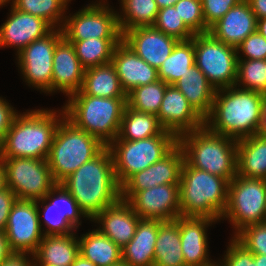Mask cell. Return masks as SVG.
Returning a JSON list of instances; mask_svg holds the SVG:
<instances>
[{
    "label": "cell",
    "instance_id": "cell-1",
    "mask_svg": "<svg viewBox=\"0 0 266 266\" xmlns=\"http://www.w3.org/2000/svg\"><path fill=\"white\" fill-rule=\"evenodd\" d=\"M60 184L75 199L85 216L92 220L121 198V187L115 177L113 157L108 147Z\"/></svg>",
    "mask_w": 266,
    "mask_h": 266
},
{
    "label": "cell",
    "instance_id": "cell-2",
    "mask_svg": "<svg viewBox=\"0 0 266 266\" xmlns=\"http://www.w3.org/2000/svg\"><path fill=\"white\" fill-rule=\"evenodd\" d=\"M235 87L216 90L204 126L213 133L239 140L256 134L263 94Z\"/></svg>",
    "mask_w": 266,
    "mask_h": 266
},
{
    "label": "cell",
    "instance_id": "cell-3",
    "mask_svg": "<svg viewBox=\"0 0 266 266\" xmlns=\"http://www.w3.org/2000/svg\"><path fill=\"white\" fill-rule=\"evenodd\" d=\"M57 117L56 112L45 109L17 114L0 145V158L47 160L61 122Z\"/></svg>",
    "mask_w": 266,
    "mask_h": 266
},
{
    "label": "cell",
    "instance_id": "cell-4",
    "mask_svg": "<svg viewBox=\"0 0 266 266\" xmlns=\"http://www.w3.org/2000/svg\"><path fill=\"white\" fill-rule=\"evenodd\" d=\"M184 161L230 182L237 175V140L211 132L205 126L178 137Z\"/></svg>",
    "mask_w": 266,
    "mask_h": 266
},
{
    "label": "cell",
    "instance_id": "cell-5",
    "mask_svg": "<svg viewBox=\"0 0 266 266\" xmlns=\"http://www.w3.org/2000/svg\"><path fill=\"white\" fill-rule=\"evenodd\" d=\"M69 97L63 107L65 117L108 147L118 137L127 97H95L85 93Z\"/></svg>",
    "mask_w": 266,
    "mask_h": 266
},
{
    "label": "cell",
    "instance_id": "cell-6",
    "mask_svg": "<svg viewBox=\"0 0 266 266\" xmlns=\"http://www.w3.org/2000/svg\"><path fill=\"white\" fill-rule=\"evenodd\" d=\"M228 185L225 178L191 167L184 161L179 182L181 216L222 219Z\"/></svg>",
    "mask_w": 266,
    "mask_h": 266
},
{
    "label": "cell",
    "instance_id": "cell-7",
    "mask_svg": "<svg viewBox=\"0 0 266 266\" xmlns=\"http://www.w3.org/2000/svg\"><path fill=\"white\" fill-rule=\"evenodd\" d=\"M62 112L47 158L56 183H61L106 147L93 135L77 128L65 117V111Z\"/></svg>",
    "mask_w": 266,
    "mask_h": 266
},
{
    "label": "cell",
    "instance_id": "cell-8",
    "mask_svg": "<svg viewBox=\"0 0 266 266\" xmlns=\"http://www.w3.org/2000/svg\"><path fill=\"white\" fill-rule=\"evenodd\" d=\"M177 144L178 138L166 130L136 141L114 140L108 148L112 153L118 185L121 187L132 175L160 161Z\"/></svg>",
    "mask_w": 266,
    "mask_h": 266
},
{
    "label": "cell",
    "instance_id": "cell-9",
    "mask_svg": "<svg viewBox=\"0 0 266 266\" xmlns=\"http://www.w3.org/2000/svg\"><path fill=\"white\" fill-rule=\"evenodd\" d=\"M266 180L236 175L228 185L227 205L222 215L236 228L235 235L252 224L265 222Z\"/></svg>",
    "mask_w": 266,
    "mask_h": 266
},
{
    "label": "cell",
    "instance_id": "cell-10",
    "mask_svg": "<svg viewBox=\"0 0 266 266\" xmlns=\"http://www.w3.org/2000/svg\"><path fill=\"white\" fill-rule=\"evenodd\" d=\"M195 65L206 76L215 90L235 85L237 77L238 51L215 39L209 32L195 34Z\"/></svg>",
    "mask_w": 266,
    "mask_h": 266
},
{
    "label": "cell",
    "instance_id": "cell-11",
    "mask_svg": "<svg viewBox=\"0 0 266 266\" xmlns=\"http://www.w3.org/2000/svg\"><path fill=\"white\" fill-rule=\"evenodd\" d=\"M7 187L19 200L38 201L57 184L47 160L35 158H1Z\"/></svg>",
    "mask_w": 266,
    "mask_h": 266
},
{
    "label": "cell",
    "instance_id": "cell-12",
    "mask_svg": "<svg viewBox=\"0 0 266 266\" xmlns=\"http://www.w3.org/2000/svg\"><path fill=\"white\" fill-rule=\"evenodd\" d=\"M69 18L64 20L61 27L67 41H83L89 38L122 39L118 15L105 3L84 7Z\"/></svg>",
    "mask_w": 266,
    "mask_h": 266
},
{
    "label": "cell",
    "instance_id": "cell-13",
    "mask_svg": "<svg viewBox=\"0 0 266 266\" xmlns=\"http://www.w3.org/2000/svg\"><path fill=\"white\" fill-rule=\"evenodd\" d=\"M62 38L61 28L53 29L18 53V64L26 82L45 93L52 92L53 55Z\"/></svg>",
    "mask_w": 266,
    "mask_h": 266
},
{
    "label": "cell",
    "instance_id": "cell-14",
    "mask_svg": "<svg viewBox=\"0 0 266 266\" xmlns=\"http://www.w3.org/2000/svg\"><path fill=\"white\" fill-rule=\"evenodd\" d=\"M38 203L17 199L12 206L5 233L13 252L33 256L43 239Z\"/></svg>",
    "mask_w": 266,
    "mask_h": 266
},
{
    "label": "cell",
    "instance_id": "cell-15",
    "mask_svg": "<svg viewBox=\"0 0 266 266\" xmlns=\"http://www.w3.org/2000/svg\"><path fill=\"white\" fill-rule=\"evenodd\" d=\"M183 163L184 154L177 144L160 161L132 175L121 186V199L128 201L136 192L161 184H179Z\"/></svg>",
    "mask_w": 266,
    "mask_h": 266
},
{
    "label": "cell",
    "instance_id": "cell-16",
    "mask_svg": "<svg viewBox=\"0 0 266 266\" xmlns=\"http://www.w3.org/2000/svg\"><path fill=\"white\" fill-rule=\"evenodd\" d=\"M127 202L140 219L170 221L181 216L179 184H161L138 191Z\"/></svg>",
    "mask_w": 266,
    "mask_h": 266
},
{
    "label": "cell",
    "instance_id": "cell-17",
    "mask_svg": "<svg viewBox=\"0 0 266 266\" xmlns=\"http://www.w3.org/2000/svg\"><path fill=\"white\" fill-rule=\"evenodd\" d=\"M157 117L163 129L177 138L202 128L205 121L174 85H167Z\"/></svg>",
    "mask_w": 266,
    "mask_h": 266
},
{
    "label": "cell",
    "instance_id": "cell-18",
    "mask_svg": "<svg viewBox=\"0 0 266 266\" xmlns=\"http://www.w3.org/2000/svg\"><path fill=\"white\" fill-rule=\"evenodd\" d=\"M57 193V198L55 197ZM52 196V197H51ZM51 198V200H50ZM50 203L44 206V221L47 225V231L43 233L45 236L67 235L73 234L72 231L80 225V215L85 214L79 208V205L70 193L63 187L62 184L57 183L46 195L38 201ZM62 205H65L62 207ZM56 211V212H54ZM51 212L56 213L53 216ZM79 218V219H78ZM77 225V226H76ZM71 232V233H70Z\"/></svg>",
    "mask_w": 266,
    "mask_h": 266
},
{
    "label": "cell",
    "instance_id": "cell-19",
    "mask_svg": "<svg viewBox=\"0 0 266 266\" xmlns=\"http://www.w3.org/2000/svg\"><path fill=\"white\" fill-rule=\"evenodd\" d=\"M122 41L157 70L178 42L176 38L164 34L153 26L127 30L122 34Z\"/></svg>",
    "mask_w": 266,
    "mask_h": 266
},
{
    "label": "cell",
    "instance_id": "cell-20",
    "mask_svg": "<svg viewBox=\"0 0 266 266\" xmlns=\"http://www.w3.org/2000/svg\"><path fill=\"white\" fill-rule=\"evenodd\" d=\"M8 20L0 27V46H15L19 53L33 41L49 34L54 29L44 19L21 12L11 7Z\"/></svg>",
    "mask_w": 266,
    "mask_h": 266
},
{
    "label": "cell",
    "instance_id": "cell-21",
    "mask_svg": "<svg viewBox=\"0 0 266 266\" xmlns=\"http://www.w3.org/2000/svg\"><path fill=\"white\" fill-rule=\"evenodd\" d=\"M111 63L126 94L135 87L159 80L158 70L140 58L122 40L114 48Z\"/></svg>",
    "mask_w": 266,
    "mask_h": 266
},
{
    "label": "cell",
    "instance_id": "cell-22",
    "mask_svg": "<svg viewBox=\"0 0 266 266\" xmlns=\"http://www.w3.org/2000/svg\"><path fill=\"white\" fill-rule=\"evenodd\" d=\"M85 68L76 55L74 45L64 37L56 44L53 55L52 92L66 95L80 91Z\"/></svg>",
    "mask_w": 266,
    "mask_h": 266
},
{
    "label": "cell",
    "instance_id": "cell-23",
    "mask_svg": "<svg viewBox=\"0 0 266 266\" xmlns=\"http://www.w3.org/2000/svg\"><path fill=\"white\" fill-rule=\"evenodd\" d=\"M255 31L257 18L246 0L232 7L209 29L215 39L235 48Z\"/></svg>",
    "mask_w": 266,
    "mask_h": 266
},
{
    "label": "cell",
    "instance_id": "cell-24",
    "mask_svg": "<svg viewBox=\"0 0 266 266\" xmlns=\"http://www.w3.org/2000/svg\"><path fill=\"white\" fill-rule=\"evenodd\" d=\"M207 217H178L185 266H215L208 258L206 227L215 222ZM208 225V226H207Z\"/></svg>",
    "mask_w": 266,
    "mask_h": 266
},
{
    "label": "cell",
    "instance_id": "cell-25",
    "mask_svg": "<svg viewBox=\"0 0 266 266\" xmlns=\"http://www.w3.org/2000/svg\"><path fill=\"white\" fill-rule=\"evenodd\" d=\"M139 220L131 205L121 198L93 219L102 224V228L98 230L121 249L132 240Z\"/></svg>",
    "mask_w": 266,
    "mask_h": 266
},
{
    "label": "cell",
    "instance_id": "cell-26",
    "mask_svg": "<svg viewBox=\"0 0 266 266\" xmlns=\"http://www.w3.org/2000/svg\"><path fill=\"white\" fill-rule=\"evenodd\" d=\"M162 221L140 219L132 240L122 248V261L130 266H153L155 243Z\"/></svg>",
    "mask_w": 266,
    "mask_h": 266
},
{
    "label": "cell",
    "instance_id": "cell-27",
    "mask_svg": "<svg viewBox=\"0 0 266 266\" xmlns=\"http://www.w3.org/2000/svg\"><path fill=\"white\" fill-rule=\"evenodd\" d=\"M237 175L266 180V136L253 134L237 140Z\"/></svg>",
    "mask_w": 266,
    "mask_h": 266
},
{
    "label": "cell",
    "instance_id": "cell-28",
    "mask_svg": "<svg viewBox=\"0 0 266 266\" xmlns=\"http://www.w3.org/2000/svg\"><path fill=\"white\" fill-rule=\"evenodd\" d=\"M74 235H44L33 259L43 266H70L79 255V240Z\"/></svg>",
    "mask_w": 266,
    "mask_h": 266
},
{
    "label": "cell",
    "instance_id": "cell-29",
    "mask_svg": "<svg viewBox=\"0 0 266 266\" xmlns=\"http://www.w3.org/2000/svg\"><path fill=\"white\" fill-rule=\"evenodd\" d=\"M173 85L203 118L210 113L216 90L196 65Z\"/></svg>",
    "mask_w": 266,
    "mask_h": 266
},
{
    "label": "cell",
    "instance_id": "cell-30",
    "mask_svg": "<svg viewBox=\"0 0 266 266\" xmlns=\"http://www.w3.org/2000/svg\"><path fill=\"white\" fill-rule=\"evenodd\" d=\"M95 97H127L112 63L85 69L80 91Z\"/></svg>",
    "mask_w": 266,
    "mask_h": 266
},
{
    "label": "cell",
    "instance_id": "cell-31",
    "mask_svg": "<svg viewBox=\"0 0 266 266\" xmlns=\"http://www.w3.org/2000/svg\"><path fill=\"white\" fill-rule=\"evenodd\" d=\"M153 266H185L178 217L175 220L160 223Z\"/></svg>",
    "mask_w": 266,
    "mask_h": 266
},
{
    "label": "cell",
    "instance_id": "cell-32",
    "mask_svg": "<svg viewBox=\"0 0 266 266\" xmlns=\"http://www.w3.org/2000/svg\"><path fill=\"white\" fill-rule=\"evenodd\" d=\"M78 240L79 254L97 266H112L122 261V249L98 229Z\"/></svg>",
    "mask_w": 266,
    "mask_h": 266
},
{
    "label": "cell",
    "instance_id": "cell-33",
    "mask_svg": "<svg viewBox=\"0 0 266 266\" xmlns=\"http://www.w3.org/2000/svg\"><path fill=\"white\" fill-rule=\"evenodd\" d=\"M158 117L129 108L123 111L118 137L115 140L136 141L159 135L163 131Z\"/></svg>",
    "mask_w": 266,
    "mask_h": 266
},
{
    "label": "cell",
    "instance_id": "cell-34",
    "mask_svg": "<svg viewBox=\"0 0 266 266\" xmlns=\"http://www.w3.org/2000/svg\"><path fill=\"white\" fill-rule=\"evenodd\" d=\"M195 65V50L192 39L178 41L171 54L163 61L158 69L159 80L173 85Z\"/></svg>",
    "mask_w": 266,
    "mask_h": 266
},
{
    "label": "cell",
    "instance_id": "cell-35",
    "mask_svg": "<svg viewBox=\"0 0 266 266\" xmlns=\"http://www.w3.org/2000/svg\"><path fill=\"white\" fill-rule=\"evenodd\" d=\"M121 3L125 15L118 14L121 34L133 28L154 24L159 11L155 0H121Z\"/></svg>",
    "mask_w": 266,
    "mask_h": 266
},
{
    "label": "cell",
    "instance_id": "cell-36",
    "mask_svg": "<svg viewBox=\"0 0 266 266\" xmlns=\"http://www.w3.org/2000/svg\"><path fill=\"white\" fill-rule=\"evenodd\" d=\"M122 39L89 38L83 41H69L74 45L81 65L87 69L111 63L115 46Z\"/></svg>",
    "mask_w": 266,
    "mask_h": 266
},
{
    "label": "cell",
    "instance_id": "cell-37",
    "mask_svg": "<svg viewBox=\"0 0 266 266\" xmlns=\"http://www.w3.org/2000/svg\"><path fill=\"white\" fill-rule=\"evenodd\" d=\"M167 85L158 80L133 88L127 93V106L135 111L157 116Z\"/></svg>",
    "mask_w": 266,
    "mask_h": 266
},
{
    "label": "cell",
    "instance_id": "cell-38",
    "mask_svg": "<svg viewBox=\"0 0 266 266\" xmlns=\"http://www.w3.org/2000/svg\"><path fill=\"white\" fill-rule=\"evenodd\" d=\"M242 83L243 89L266 94V59L249 60L238 56L235 86Z\"/></svg>",
    "mask_w": 266,
    "mask_h": 266
},
{
    "label": "cell",
    "instance_id": "cell-39",
    "mask_svg": "<svg viewBox=\"0 0 266 266\" xmlns=\"http://www.w3.org/2000/svg\"><path fill=\"white\" fill-rule=\"evenodd\" d=\"M12 2L15 9L40 17L55 28V24L62 19L69 0H13Z\"/></svg>",
    "mask_w": 266,
    "mask_h": 266
},
{
    "label": "cell",
    "instance_id": "cell-40",
    "mask_svg": "<svg viewBox=\"0 0 266 266\" xmlns=\"http://www.w3.org/2000/svg\"><path fill=\"white\" fill-rule=\"evenodd\" d=\"M152 26L164 34L176 38L178 41L189 40L195 35L185 25L178 14V9L174 6L159 9L156 20Z\"/></svg>",
    "mask_w": 266,
    "mask_h": 266
},
{
    "label": "cell",
    "instance_id": "cell-41",
    "mask_svg": "<svg viewBox=\"0 0 266 266\" xmlns=\"http://www.w3.org/2000/svg\"><path fill=\"white\" fill-rule=\"evenodd\" d=\"M174 7L185 25L194 33H208L209 27L205 24L201 0H179Z\"/></svg>",
    "mask_w": 266,
    "mask_h": 266
},
{
    "label": "cell",
    "instance_id": "cell-42",
    "mask_svg": "<svg viewBox=\"0 0 266 266\" xmlns=\"http://www.w3.org/2000/svg\"><path fill=\"white\" fill-rule=\"evenodd\" d=\"M234 238L253 254L266 255V223L252 224L239 231Z\"/></svg>",
    "mask_w": 266,
    "mask_h": 266
},
{
    "label": "cell",
    "instance_id": "cell-43",
    "mask_svg": "<svg viewBox=\"0 0 266 266\" xmlns=\"http://www.w3.org/2000/svg\"><path fill=\"white\" fill-rule=\"evenodd\" d=\"M242 0H201L205 24L210 28Z\"/></svg>",
    "mask_w": 266,
    "mask_h": 266
},
{
    "label": "cell",
    "instance_id": "cell-44",
    "mask_svg": "<svg viewBox=\"0 0 266 266\" xmlns=\"http://www.w3.org/2000/svg\"><path fill=\"white\" fill-rule=\"evenodd\" d=\"M218 266H256V264L253 259V253L247 250L233 237L223 263Z\"/></svg>",
    "mask_w": 266,
    "mask_h": 266
},
{
    "label": "cell",
    "instance_id": "cell-45",
    "mask_svg": "<svg viewBox=\"0 0 266 266\" xmlns=\"http://www.w3.org/2000/svg\"><path fill=\"white\" fill-rule=\"evenodd\" d=\"M244 53L249 60L266 59V39L258 32L250 34L242 43L236 48Z\"/></svg>",
    "mask_w": 266,
    "mask_h": 266
},
{
    "label": "cell",
    "instance_id": "cell-46",
    "mask_svg": "<svg viewBox=\"0 0 266 266\" xmlns=\"http://www.w3.org/2000/svg\"><path fill=\"white\" fill-rule=\"evenodd\" d=\"M17 196L7 187L0 191V231H5L8 216Z\"/></svg>",
    "mask_w": 266,
    "mask_h": 266
},
{
    "label": "cell",
    "instance_id": "cell-47",
    "mask_svg": "<svg viewBox=\"0 0 266 266\" xmlns=\"http://www.w3.org/2000/svg\"><path fill=\"white\" fill-rule=\"evenodd\" d=\"M17 114L9 103L0 98V145Z\"/></svg>",
    "mask_w": 266,
    "mask_h": 266
},
{
    "label": "cell",
    "instance_id": "cell-48",
    "mask_svg": "<svg viewBox=\"0 0 266 266\" xmlns=\"http://www.w3.org/2000/svg\"><path fill=\"white\" fill-rule=\"evenodd\" d=\"M25 254L27 253L13 252L0 264V266H34L32 262L28 261L29 259L26 258Z\"/></svg>",
    "mask_w": 266,
    "mask_h": 266
},
{
    "label": "cell",
    "instance_id": "cell-49",
    "mask_svg": "<svg viewBox=\"0 0 266 266\" xmlns=\"http://www.w3.org/2000/svg\"><path fill=\"white\" fill-rule=\"evenodd\" d=\"M257 19L266 18V0H246Z\"/></svg>",
    "mask_w": 266,
    "mask_h": 266
},
{
    "label": "cell",
    "instance_id": "cell-50",
    "mask_svg": "<svg viewBox=\"0 0 266 266\" xmlns=\"http://www.w3.org/2000/svg\"><path fill=\"white\" fill-rule=\"evenodd\" d=\"M12 253L5 231H0V264Z\"/></svg>",
    "mask_w": 266,
    "mask_h": 266
},
{
    "label": "cell",
    "instance_id": "cell-51",
    "mask_svg": "<svg viewBox=\"0 0 266 266\" xmlns=\"http://www.w3.org/2000/svg\"><path fill=\"white\" fill-rule=\"evenodd\" d=\"M256 134L260 136H266V94H263L262 107H261V119H260V124H259Z\"/></svg>",
    "mask_w": 266,
    "mask_h": 266
},
{
    "label": "cell",
    "instance_id": "cell-52",
    "mask_svg": "<svg viewBox=\"0 0 266 266\" xmlns=\"http://www.w3.org/2000/svg\"><path fill=\"white\" fill-rule=\"evenodd\" d=\"M70 266H97L79 254Z\"/></svg>",
    "mask_w": 266,
    "mask_h": 266
},
{
    "label": "cell",
    "instance_id": "cell-53",
    "mask_svg": "<svg viewBox=\"0 0 266 266\" xmlns=\"http://www.w3.org/2000/svg\"><path fill=\"white\" fill-rule=\"evenodd\" d=\"M7 188L6 173L3 160L0 158V191Z\"/></svg>",
    "mask_w": 266,
    "mask_h": 266
},
{
    "label": "cell",
    "instance_id": "cell-54",
    "mask_svg": "<svg viewBox=\"0 0 266 266\" xmlns=\"http://www.w3.org/2000/svg\"><path fill=\"white\" fill-rule=\"evenodd\" d=\"M257 31L266 39V18L257 19Z\"/></svg>",
    "mask_w": 266,
    "mask_h": 266
},
{
    "label": "cell",
    "instance_id": "cell-55",
    "mask_svg": "<svg viewBox=\"0 0 266 266\" xmlns=\"http://www.w3.org/2000/svg\"><path fill=\"white\" fill-rule=\"evenodd\" d=\"M159 9L174 6L179 0H155Z\"/></svg>",
    "mask_w": 266,
    "mask_h": 266
},
{
    "label": "cell",
    "instance_id": "cell-56",
    "mask_svg": "<svg viewBox=\"0 0 266 266\" xmlns=\"http://www.w3.org/2000/svg\"><path fill=\"white\" fill-rule=\"evenodd\" d=\"M253 259L256 266H266V255L253 254Z\"/></svg>",
    "mask_w": 266,
    "mask_h": 266
},
{
    "label": "cell",
    "instance_id": "cell-57",
    "mask_svg": "<svg viewBox=\"0 0 266 266\" xmlns=\"http://www.w3.org/2000/svg\"><path fill=\"white\" fill-rule=\"evenodd\" d=\"M112 266H130V265L125 263V262H123V261H121L120 263L112 265Z\"/></svg>",
    "mask_w": 266,
    "mask_h": 266
},
{
    "label": "cell",
    "instance_id": "cell-58",
    "mask_svg": "<svg viewBox=\"0 0 266 266\" xmlns=\"http://www.w3.org/2000/svg\"><path fill=\"white\" fill-rule=\"evenodd\" d=\"M10 0H0V6L5 5V3L9 2Z\"/></svg>",
    "mask_w": 266,
    "mask_h": 266
}]
</instances>
